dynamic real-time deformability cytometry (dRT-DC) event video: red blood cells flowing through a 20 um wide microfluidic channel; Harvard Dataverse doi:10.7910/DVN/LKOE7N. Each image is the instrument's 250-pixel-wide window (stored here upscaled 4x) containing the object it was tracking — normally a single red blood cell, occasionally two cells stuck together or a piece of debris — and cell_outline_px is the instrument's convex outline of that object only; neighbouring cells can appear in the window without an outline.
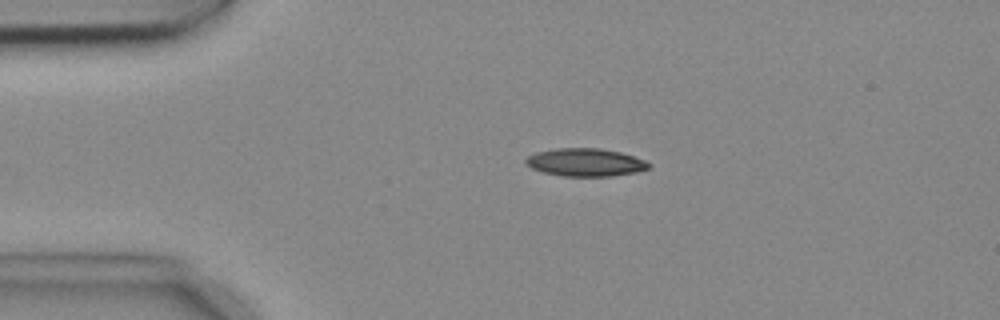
{"species": "common noctule bat (a hibernating species)", "species_latin": "Nyctalus noctula", "temperature_condition": "cold", "stored_images_in_passage": 3, "camera_frame_rate_fps": 3000, "um_per_image_px": 0.085, "animal": {"sex": "female", "body_mass_g": 18.4}, "frame": {"image": 1, "passage_image": 2, "time_ms": 0.333, "image_size_px": [1000, 320], "cell_outline_px": [[652, 164], [648, 168], [636, 172], [612, 176], [560, 176], [544, 172], [532, 168], [524, 160], [528, 156], [536, 152], [556, 148], [600, 148], [620, 152], [644, 160]], "centroid_in_image_um": [49.76, 13.8], "position_along_channel_um": 35.2, "area_um2": 19.88}}